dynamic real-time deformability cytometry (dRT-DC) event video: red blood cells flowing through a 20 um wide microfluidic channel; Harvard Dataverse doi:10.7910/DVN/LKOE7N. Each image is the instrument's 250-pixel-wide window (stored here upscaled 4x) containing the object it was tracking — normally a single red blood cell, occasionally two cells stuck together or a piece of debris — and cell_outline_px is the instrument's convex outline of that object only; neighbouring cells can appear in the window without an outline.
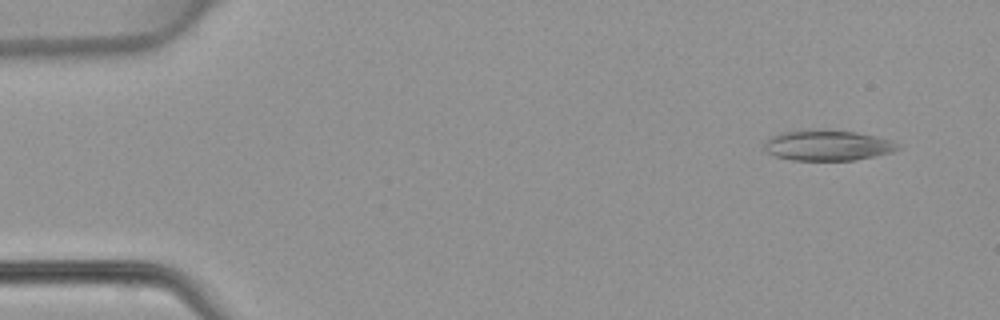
{"species": "common noctule bat (a hibernating species)", "species_latin": "Nyctalus noctula", "temperature_condition": "warm", "stored_images_in_passage": 48, "camera_frame_rate_fps": 3000, "um_per_image_px": 0.085, "animal": {"sex": "female", "body_mass_g": 22.7, "forearm_length_mm": 54.2}, "frame": {"image": 1, "passage_image": 4, "time_ms": 1.0, "image_size_px": [1000, 320], "cell_outline_px": [[900, 148], [892, 152], [852, 160], [792, 160], [776, 156], [768, 152], [764, 148], [764, 144], [772, 136], [784, 132], [808, 128], [856, 132], [892, 140], [900, 144]], "centroid_in_image_um": [70.35, 12.34], "position_along_channel_um": 14.7, "area_um2": 23.7}}
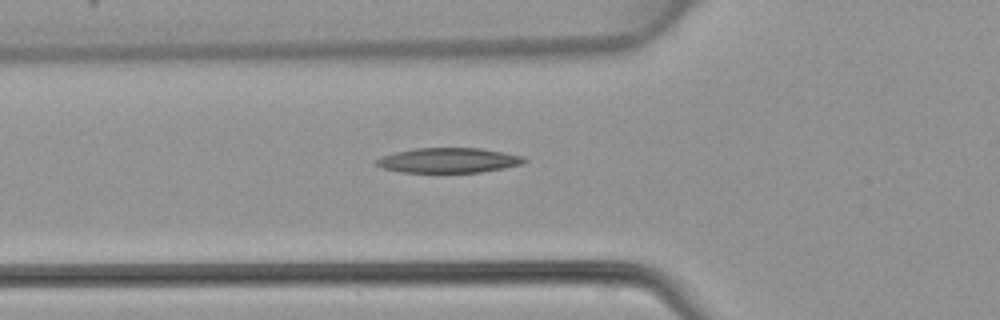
{"frame": {"image": 2, "passage_image": 17, "time_ms": 5.333, "image_size_px": [1000, 320], "cell_outline_px": [[528, 160], [520, 164], [504, 168], [480, 172], [400, 172], [384, 168], [376, 164], [376, 160], [384, 156], [396, 152], [416, 148], [480, 148], [504, 152], [524, 156]], "centroid_in_image_um": [38.17, 13.62], "position_along_channel_um": 87.6, "area_um2": 21.27}}
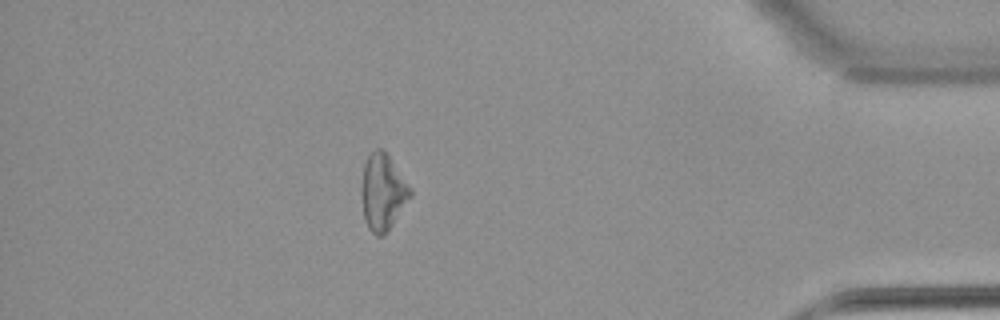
{"frame": {"image": 3, "passage_image": 42, "time_ms": 13.667, "image_size_px": [1000, 320], "cell_outline_px": [[412, 196], [392, 224], [380, 236], [376, 236], [368, 228], [364, 220], [360, 188], [364, 164], [368, 156], [376, 148], [384, 148], [412, 188]], "centroid_in_image_um": [32.53, 16.28], "position_along_channel_um": 402.7, "area_um2": 21.85}}